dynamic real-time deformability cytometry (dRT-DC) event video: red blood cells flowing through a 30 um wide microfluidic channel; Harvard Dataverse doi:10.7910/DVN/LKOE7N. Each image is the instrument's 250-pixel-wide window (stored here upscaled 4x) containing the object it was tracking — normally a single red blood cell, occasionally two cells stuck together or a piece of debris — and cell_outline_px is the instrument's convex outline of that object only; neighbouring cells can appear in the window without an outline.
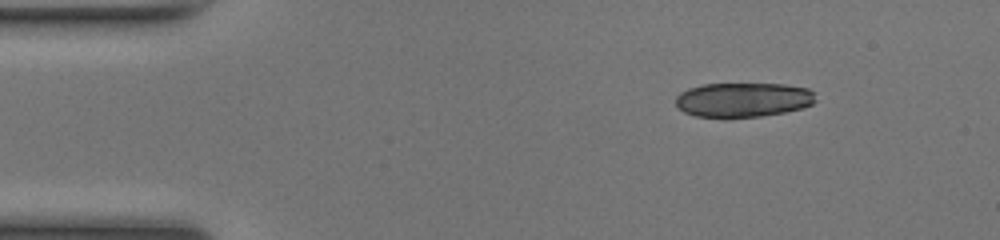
{"species": "common noctule bat (a hibernating species)", "species_latin": "Nyctalus noctula", "temperature_condition": "room temperature", "stored_images_in_passage": 43, "camera_frame_rate_fps": 3000, "um_per_image_px": 0.085, "animal": {"sex": "female", "body_mass_g": 17.0, "forearm_length_mm": 48.0}, "frame": {"image": 1, "passage_image": 1, "time_ms": 0.0, "image_size_px": [1000, 240], "cell_outline_px": [[816, 100], [812, 104], [804, 108], [784, 112], [760, 116], [696, 116], [684, 112], [676, 104], [676, 96], [680, 92], [688, 88], [704, 84], [784, 84], [808, 88], [812, 92]], "centroid_in_image_um": [63.18, 8.46], "position_along_channel_um": 21.8, "area_um2": 27.8}, "authors_computed_cell_mechanics": {"area_um2": 19.5364, "velocity_mm_per_s": 4.182, "shape_relaxation_time_tau1_ms": 10.7857, "shape_relaxation_time_tau2_ms": 1.1828, "deformation_change_tau1": 0.234, "deformation_change_tau2": 0.0628}}